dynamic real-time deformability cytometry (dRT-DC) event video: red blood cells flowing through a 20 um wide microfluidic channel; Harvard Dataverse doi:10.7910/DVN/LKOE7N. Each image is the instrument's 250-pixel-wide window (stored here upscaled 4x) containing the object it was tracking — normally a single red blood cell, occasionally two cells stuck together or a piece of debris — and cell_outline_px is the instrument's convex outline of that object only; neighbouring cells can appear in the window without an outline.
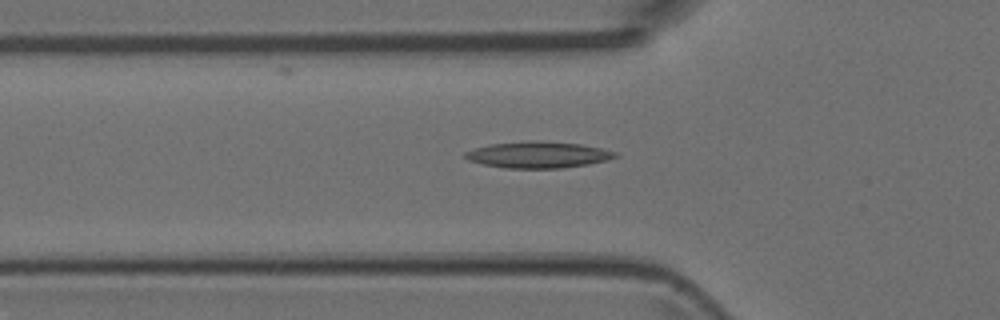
{"species": "Egyptian fruit bat (a non-hibernating species)", "species_latin": "Rousettus aegyptiacus", "temperature_condition": "room temperature", "stored_images_in_passage": 6, "camera_frame_rate_fps": 3000, "um_per_image_px": 0.085, "animal": {"sex": "female"}, "frame": {"image": 1, "passage_image": 6, "time_ms": 1.667, "image_size_px": [1000, 320], "cell_outline_px": [[616, 156], [608, 160], [588, 164], [560, 168], [504, 168], [484, 164], [468, 160], [464, 156], [464, 152], [488, 144], [532, 140], [580, 144], [600, 148], [616, 152]], "centroid_in_image_um": [45.7, 13.15], "position_along_channel_um": 80.1, "area_um2": 22.89}}